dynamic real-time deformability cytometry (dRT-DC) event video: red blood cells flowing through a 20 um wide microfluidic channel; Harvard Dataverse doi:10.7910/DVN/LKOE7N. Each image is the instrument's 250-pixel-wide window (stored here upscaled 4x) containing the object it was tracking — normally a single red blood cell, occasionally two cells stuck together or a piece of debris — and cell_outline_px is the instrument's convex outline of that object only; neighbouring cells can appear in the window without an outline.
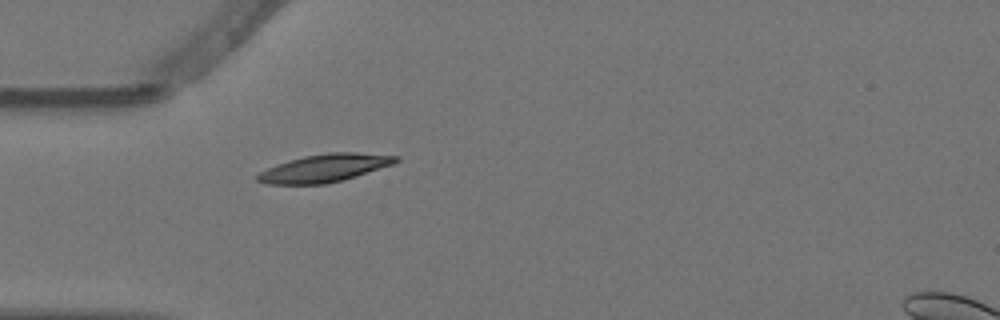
{"species": "Egyptian fruit bat (a non-hibernating species)", "species_latin": "Rousettus aegyptiacus", "temperature_condition": "warm", "stored_images_in_passage": 1, "camera_frame_rate_fps": 3000, "um_per_image_px": 0.085, "animal": {"sex": "female"}, "frame": {"image": 1, "passage_image": 1, "time_ms": 0.0, "image_size_px": [1000, 320], "cell_outline_px": [[400, 160], [396, 164], [344, 180], [324, 184], [264, 184], [256, 180], [256, 176], [260, 172], [276, 164], [288, 160], [304, 156], [328, 152], [356, 152], [400, 156]], "centroid_in_image_um": [27.63, 14.28], "position_along_channel_um": 57.4, "area_um2": 22.72}}